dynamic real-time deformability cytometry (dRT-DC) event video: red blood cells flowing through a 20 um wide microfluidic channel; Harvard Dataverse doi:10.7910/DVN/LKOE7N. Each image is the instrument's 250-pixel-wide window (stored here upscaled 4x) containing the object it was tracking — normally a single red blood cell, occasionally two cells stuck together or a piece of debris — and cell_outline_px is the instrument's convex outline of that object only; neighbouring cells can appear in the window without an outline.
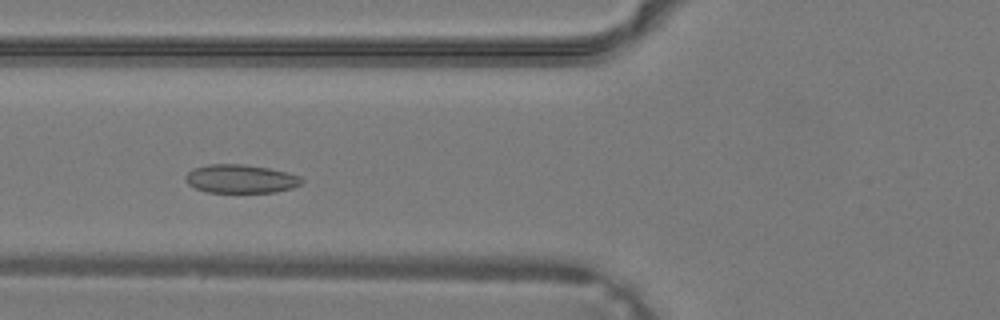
{"species": "common noctule bat (a hibernating species)", "species_latin": "Nyctalus noctula", "temperature_condition": "warm", "stored_images_in_passage": 36, "camera_frame_rate_fps": 3000, "um_per_image_px": 0.085, "animal": {"sex": "male", "body_mass_g": 19.2, "forearm_length_mm": 51.8}, "frame": {"image": 1, "passage_image": 12, "time_ms": 3.667, "image_size_px": [1000, 320], "cell_outline_px": [[304, 180], [300, 184], [292, 188], [276, 192], [208, 192], [196, 188], [188, 184], [184, 176], [192, 168], [208, 164], [244, 164], [268, 168], [300, 176]], "centroid_in_image_um": [20.43, 15.19], "position_along_channel_um": 105.4, "area_um2": 19.25}}
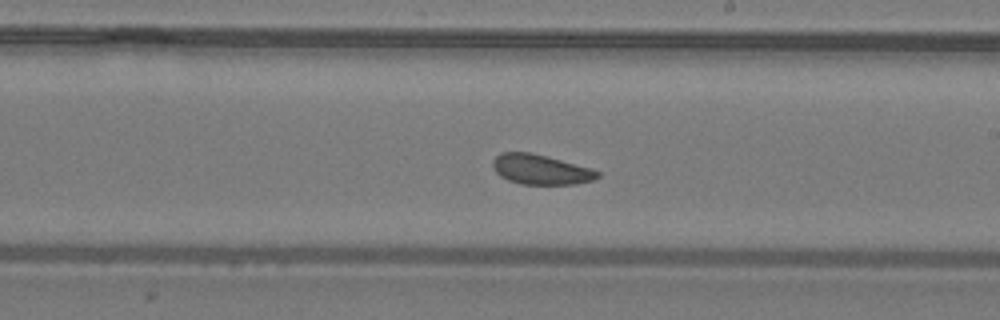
{"frame": {"image": 2, "passage_image": 20, "time_ms": 6.333, "image_size_px": [1000, 320], "cell_outline_px": [[600, 176], [592, 180], [576, 184], [520, 184], [508, 180], [500, 176], [492, 168], [492, 160], [500, 152], [528, 152], [560, 160], [588, 168], [600, 172]], "centroid_in_image_um": [45.89, 14.41], "position_along_channel_um": 243.1, "area_um2": 18.03}}
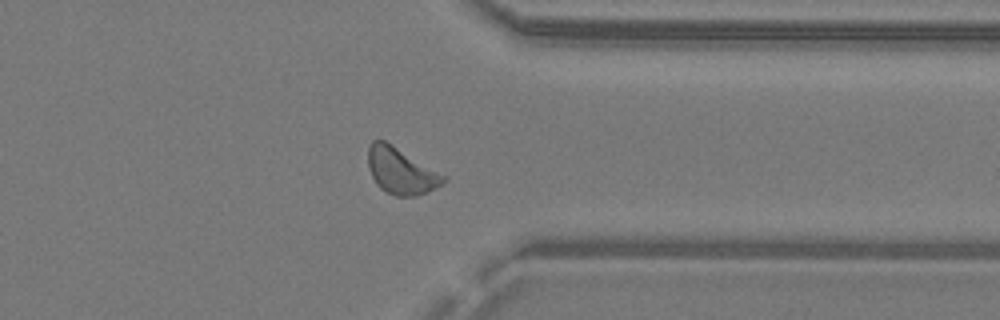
{"frame": {"image": 3, "passage_image": 28, "time_ms": 9.0, "image_size_px": [1000, 320], "cell_outline_px": [[448, 180], [416, 196], [396, 196], [380, 188], [376, 184], [368, 168], [368, 148], [372, 140], [384, 140], [448, 176]], "centroid_in_image_um": [34.07, 14.51], "position_along_channel_um": 377.3, "area_um2": 20.17}}